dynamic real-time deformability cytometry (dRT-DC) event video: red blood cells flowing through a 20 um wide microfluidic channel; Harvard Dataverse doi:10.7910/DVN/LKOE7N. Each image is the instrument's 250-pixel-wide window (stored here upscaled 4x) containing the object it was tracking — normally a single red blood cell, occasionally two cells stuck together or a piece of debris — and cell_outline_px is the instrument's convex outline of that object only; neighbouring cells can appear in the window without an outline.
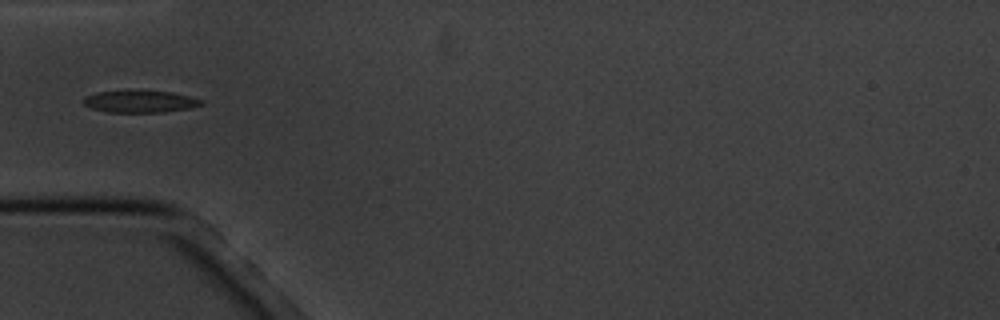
{"species": "common noctule bat (a hibernating species)", "species_latin": "Nyctalus noctula", "temperature_condition": "cold", "stored_images_in_passage": 16, "camera_frame_rate_fps": 3000, "um_per_image_px": 0.085, "animal": {"sex": "male", "body_mass_g": 20.1, "forearm_length_mm": 53.5}, "frame": {"image": 1, "passage_image": 5, "time_ms": 5.667, "image_size_px": [1000, 320], "cell_outline_px": [[204, 104], [188, 108], [164, 112], [108, 112], [92, 108], [84, 104], [80, 100], [84, 96], [96, 92], [132, 88], [172, 92], [204, 100]], "centroid_in_image_um": [11.85, 8.58], "position_along_channel_um": 73.2, "area_um2": 15.84}}
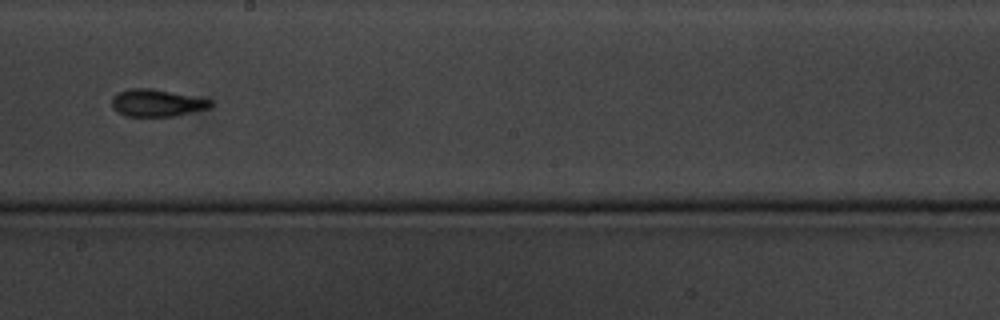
{"frame": {"image": 2, "passage_image": 9, "time_ms": 10.333, "image_size_px": [1000, 320], "cell_outline_px": [[212, 104], [208, 108], [176, 116], [124, 116], [116, 112], [112, 108], [112, 96], [128, 88], [152, 88], [212, 100]], "centroid_in_image_um": [13.28, 8.75], "position_along_channel_um": 234.9, "area_um2": 15.66}}
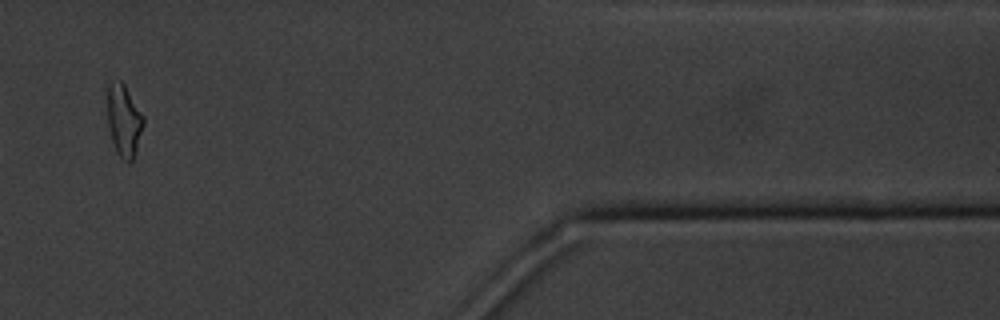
{"frame": {"image": 3, "passage_image": 14, "time_ms": 16.333, "image_size_px": [1000, 320], "cell_outline_px": [[144, 124], [136, 152], [132, 160], [128, 164], [116, 152], [112, 140], [108, 124], [108, 84], [120, 80], [124, 84], [144, 116]], "centroid_in_image_um": [10.55, 10.27], "position_along_channel_um": 400.8, "area_um2": 14.97}, "authors_computed_cell_mechanics": {"area_um2": 15.606, "velocity_mm_per_s": 3.4511, "shape_relaxation_time_tau1_ms": 7.7333, "shape_relaxation_time_tau2_ms": 3.4874, "deformation_change_tau1": 0.1897, "deformation_change_tau2": 0.1163}}